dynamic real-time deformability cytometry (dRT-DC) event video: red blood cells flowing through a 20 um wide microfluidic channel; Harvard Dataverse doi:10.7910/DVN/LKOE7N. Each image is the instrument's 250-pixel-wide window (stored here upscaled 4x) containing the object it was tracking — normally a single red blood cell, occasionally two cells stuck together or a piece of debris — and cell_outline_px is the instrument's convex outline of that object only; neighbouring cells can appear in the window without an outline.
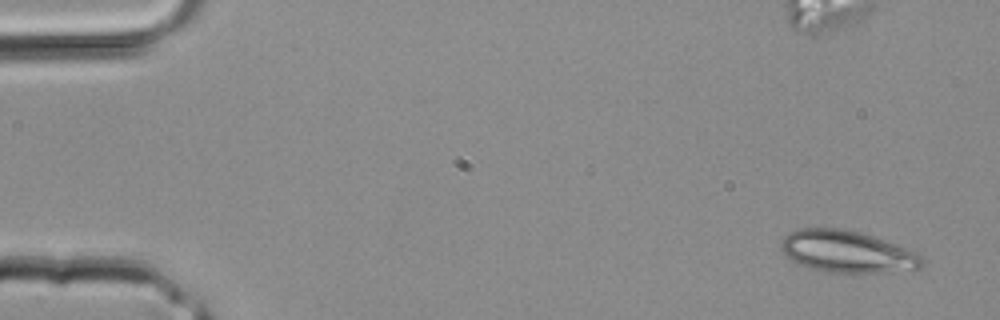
{"species": "common noctule bat (a hibernating species)", "species_latin": "Nyctalus noctula", "temperature_condition": "room temperature", "stored_images_in_passage": 3, "camera_frame_rate_fps": 3000, "um_per_image_px": 0.085, "animal": {"sex": "male", "body_mass_g": 20.4}, "frame": {"image": 1, "passage_image": 1, "time_ms": 0.0, "image_size_px": [1000, 320], "cell_outline_px": [[924, 264], [920, 268], [888, 272], [828, 272], [812, 268], [800, 264], [792, 260], [780, 248], [780, 244], [784, 236], [788, 232], [800, 228], [840, 228], [860, 232], [900, 244], [920, 252], [924, 256]], "centroid_in_image_um": [72.08, 21.37], "position_along_channel_um": 12.9, "area_um2": 34.74}}